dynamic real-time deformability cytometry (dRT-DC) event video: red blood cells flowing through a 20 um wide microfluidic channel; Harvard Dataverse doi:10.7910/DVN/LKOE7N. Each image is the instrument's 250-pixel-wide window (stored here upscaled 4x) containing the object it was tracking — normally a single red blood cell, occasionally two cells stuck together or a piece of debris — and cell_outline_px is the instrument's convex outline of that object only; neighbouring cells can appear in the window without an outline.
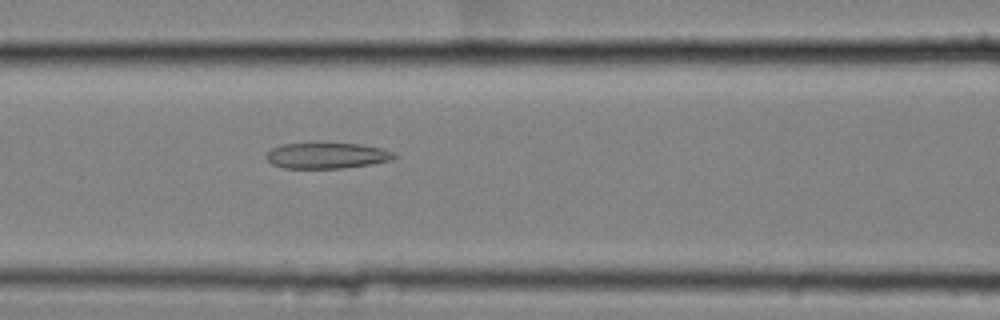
{"species": "common noctule bat (a hibernating species)", "species_latin": "Nyctalus noctula", "temperature_condition": "cold", "stored_images_in_passage": 43, "camera_frame_rate_fps": 3000, "um_per_image_px": 0.085, "animal": {"sex": "female", "body_mass_g": 25.1}, "frame": {"image": 1, "passage_image": 13, "time_ms": 4.0, "image_size_px": [1000, 320], "cell_outline_px": [[400, 156], [392, 160], [368, 164], [340, 168], [284, 168], [272, 164], [264, 156], [272, 148], [284, 144], [360, 144], [384, 148], [396, 152]], "centroid_in_image_um": [27.84, 13.23], "position_along_channel_um": 138.8, "area_um2": 19.13}}
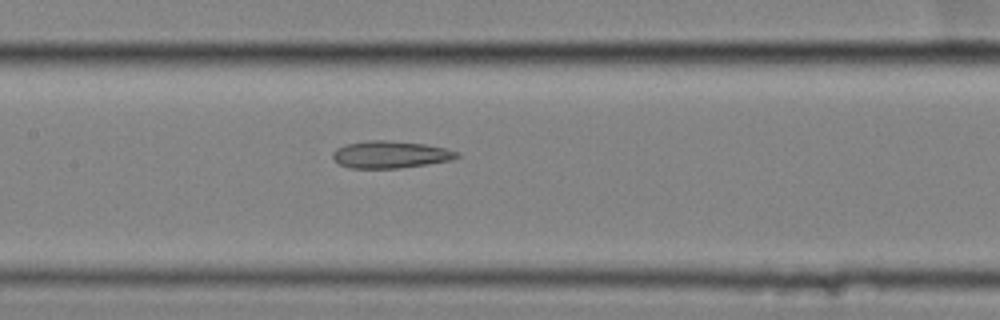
{"frame": {"image": 2, "passage_image": 16, "time_ms": 5.0, "image_size_px": [1000, 320], "cell_outline_px": [[460, 156], [452, 160], [396, 168], [352, 168], [340, 164], [332, 156], [332, 152], [336, 148], [344, 144], [368, 140], [388, 140], [424, 144], [444, 148], [460, 152]], "centroid_in_image_um": [33.17, 13.12], "position_along_channel_um": 174.2, "area_um2": 19.54}}
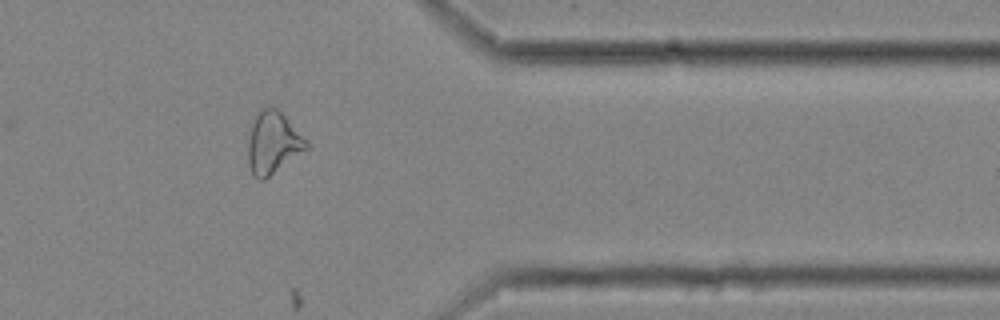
{"frame": {"image": 3, "passage_image": 35, "time_ms": 11.333, "image_size_px": [1000, 320], "cell_outline_px": [[308, 148], [264, 180], [256, 180], [252, 176], [248, 164], [248, 140], [252, 124], [260, 108], [276, 108], [308, 140]], "centroid_in_image_um": [23.19, 12.18], "position_along_channel_um": 388.2, "area_um2": 20.92}}